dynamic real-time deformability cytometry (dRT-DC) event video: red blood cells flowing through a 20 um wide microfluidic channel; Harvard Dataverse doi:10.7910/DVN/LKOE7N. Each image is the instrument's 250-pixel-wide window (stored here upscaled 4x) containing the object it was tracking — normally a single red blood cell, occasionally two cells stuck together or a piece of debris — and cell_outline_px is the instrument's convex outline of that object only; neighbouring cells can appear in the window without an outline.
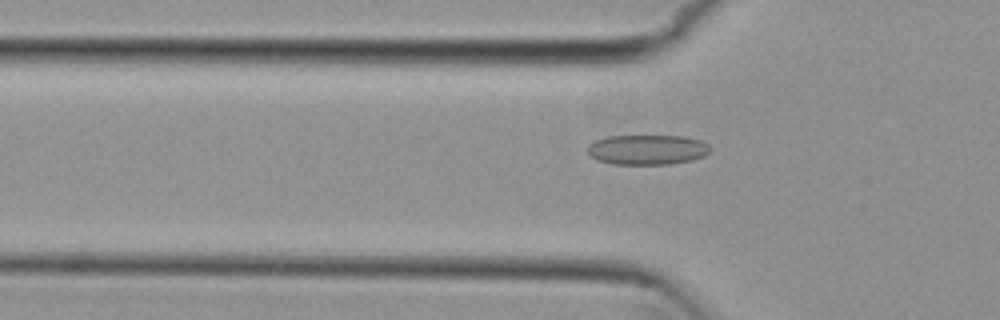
{"species": "common noctule bat (a hibernating species)", "species_latin": "Nyctalus noctula", "temperature_condition": "cold", "stored_images_in_passage": 2, "camera_frame_rate_fps": 3000, "um_per_image_px": 0.085, "animal": {"sex": "female", "body_mass_g": 29.2, "forearm_length_mm": 56.3}, "frame": {"image": 1, "passage_image": 2, "time_ms": 0.333, "image_size_px": [1000, 320], "cell_outline_px": [[712, 148], [704, 156], [692, 160], [668, 164], [612, 164], [596, 160], [588, 152], [588, 144], [596, 140], [608, 136], [684, 136], [700, 140], [708, 144]], "centroid_in_image_um": [55.02, 12.72], "position_along_channel_um": 70.8, "area_um2": 21.44}}